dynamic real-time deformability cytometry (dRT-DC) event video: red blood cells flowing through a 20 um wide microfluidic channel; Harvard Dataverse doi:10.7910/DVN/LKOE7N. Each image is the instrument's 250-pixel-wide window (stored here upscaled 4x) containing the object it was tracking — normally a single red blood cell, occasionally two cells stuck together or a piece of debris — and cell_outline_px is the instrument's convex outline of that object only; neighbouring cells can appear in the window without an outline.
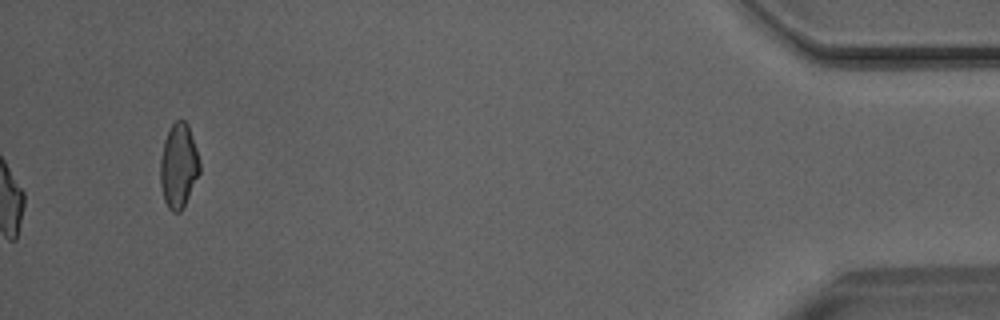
{"species": "Egyptian fruit bat (a non-hibernating species)", "species_latin": "Rousettus aegyptiacus", "temperature_condition": "room temperature", "stored_images_in_passage": 47, "camera_frame_rate_fps": 3000, "um_per_image_px": 0.085, "animal": {"sex": "male"}, "frame": {"image": 1, "passage_image": 47, "time_ms": 15.333, "image_size_px": [1000, 320], "cell_outline_px": [[200, 172], [180, 212], [172, 212], [168, 208], [164, 200], [160, 184], [160, 160], [164, 140], [172, 124], [176, 120], [184, 120], [188, 124], [200, 160]], "centroid_in_image_um": [15.17, 14.08], "position_along_channel_um": 420.0, "area_um2": 19.25}}